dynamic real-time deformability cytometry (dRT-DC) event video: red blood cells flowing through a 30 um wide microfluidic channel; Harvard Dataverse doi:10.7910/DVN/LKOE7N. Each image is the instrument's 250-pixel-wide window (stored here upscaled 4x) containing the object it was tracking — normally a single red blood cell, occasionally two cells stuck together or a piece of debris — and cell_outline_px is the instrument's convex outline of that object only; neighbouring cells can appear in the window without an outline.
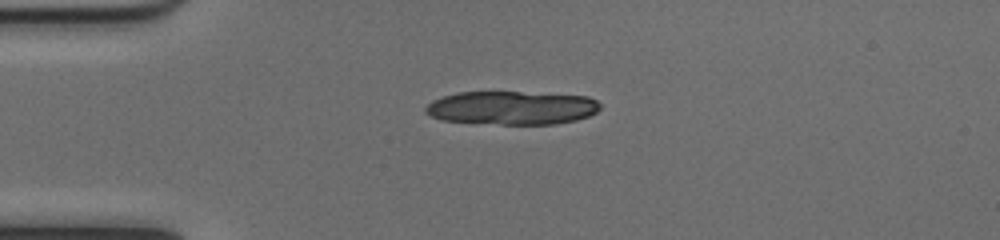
{"species": "common noctule bat (a hibernating species)", "species_latin": "Nyctalus noctula", "temperature_condition": "cold", "stored_images_in_passage": 39, "camera_frame_rate_fps": 3000, "um_per_image_px": 0.085, "animal": {"sex": "female", "body_mass_g": 17.0, "forearm_length_mm": 48.0}, "frame": {"image": 1, "passage_image": 1, "time_ms": 0.0, "image_size_px": [1000, 240], "cell_outline_px": [[600, 108], [596, 112], [588, 116], [576, 120], [552, 124], [500, 124], [444, 120], [432, 116], [424, 112], [424, 108], [432, 100], [456, 92], [520, 92], [588, 96], [596, 100], [600, 104]], "centroid_in_image_um": [43.5, 9.16], "position_along_channel_um": 41.5, "area_um2": 33.93}}
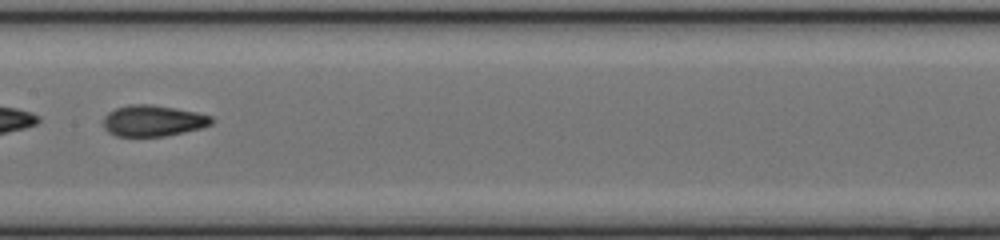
{"frame": {"image": 2, "passage_image": 15, "time_ms": 4.667, "image_size_px": [1000, 240], "cell_outline_px": [[216, 120], [212, 124], [200, 128], [184, 132], [164, 136], [116, 136], [108, 132], [104, 128], [104, 116], [108, 112], [116, 108], [128, 104], [152, 104], [176, 108], [196, 112], [212, 116]], "centroid_in_image_um": [13.02, 10.25], "position_along_channel_um": 194.4, "area_um2": 19.77}}
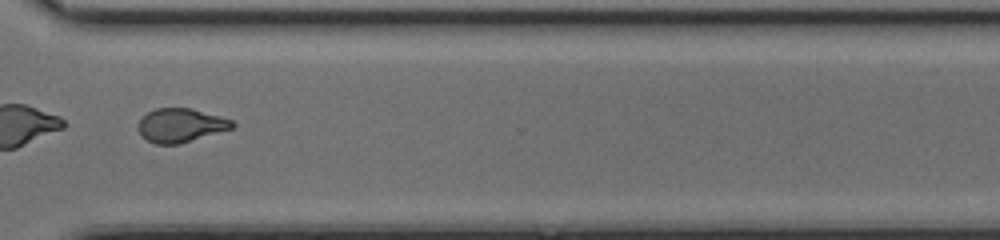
{"frame": {"image": 3, "passage_image": 27, "time_ms": 8.667, "image_size_px": [1000, 240], "cell_outline_px": [[236, 124], [232, 128], [180, 144], [156, 144], [140, 136], [136, 128], [136, 124], [148, 112], [156, 108], [192, 108], [220, 116], [232, 120]], "centroid_in_image_um": [15.32, 10.65], "position_along_channel_um": 355.3, "area_um2": 18.61}, "authors_computed_cell_mechanics": {"area_um2": 19.8254, "velocity_mm_per_s": 4.0315, "shape_relaxation_time_tau1_ms": 7.2101, "shape_relaxation_time_tau2_ms": 1.609, "deformation_change_tau1": 0.206, "deformation_change_tau2": 0.0676}}